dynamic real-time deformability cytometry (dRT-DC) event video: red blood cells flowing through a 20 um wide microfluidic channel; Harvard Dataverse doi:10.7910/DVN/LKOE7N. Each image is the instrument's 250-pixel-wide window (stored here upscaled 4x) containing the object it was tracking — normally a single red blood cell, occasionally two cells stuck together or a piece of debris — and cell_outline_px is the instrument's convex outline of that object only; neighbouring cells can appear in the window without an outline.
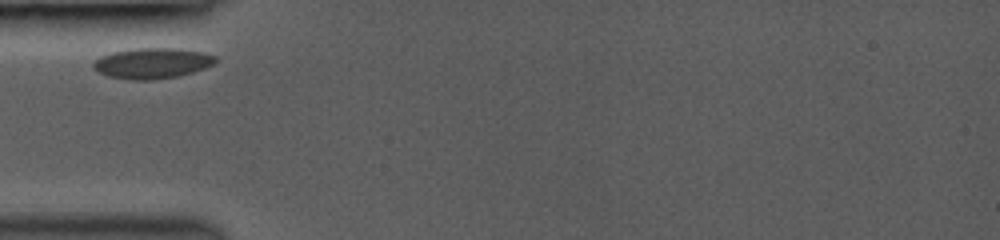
{"species": "common noctule bat (a hibernating species)", "species_latin": "Nyctalus noctula", "temperature_condition": "room temperature", "stored_images_in_passage": 9, "camera_frame_rate_fps": 3000, "um_per_image_px": 0.085, "animal": {"sex": "female", "body_mass_g": 19.0, "forearm_length_mm": 53.3}, "frame": {"image": 1, "passage_image": 1, "time_ms": 0.0, "image_size_px": [1000, 240], "cell_outline_px": [[220, 60], [204, 68], [192, 72], [176, 76], [152, 80], [128, 80], [108, 76], [92, 68], [92, 64], [100, 56], [112, 52], [132, 48], [180, 48], [200, 52], [216, 56]], "centroid_in_image_um": [12.92, 5.37], "position_along_channel_um": 72.1, "area_um2": 21.85}}
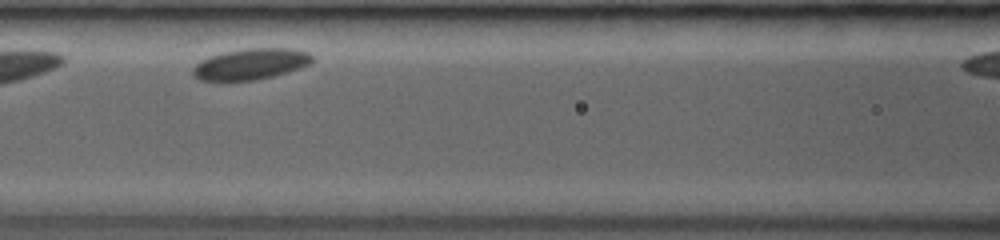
{"frame": {"image": 2, "passage_image": 3, "time_ms": 2.0, "image_size_px": [1000, 240], "cell_outline_px": [[312, 60], [308, 64], [300, 68], [288, 72], [256, 80], [228, 84], [220, 84], [200, 80], [192, 76], [192, 68], [200, 60], [208, 56], [224, 52], [244, 48], [296, 48], [308, 52], [312, 56]], "centroid_in_image_um": [21.21, 5.49], "position_along_channel_um": 145.4, "area_um2": 22.6}}
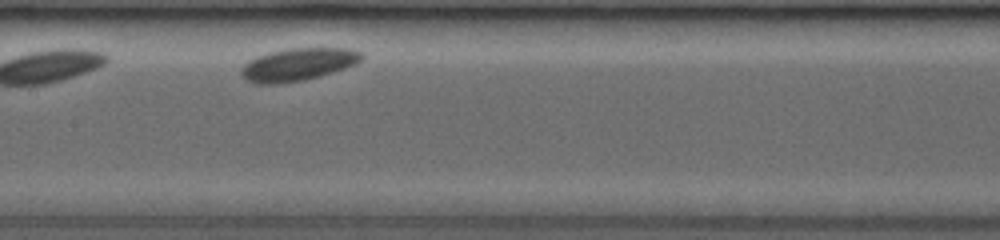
{"frame": {"image": 3, "passage_image": 4, "time_ms": 3.0, "image_size_px": [1000, 240], "cell_outline_px": [[364, 56], [356, 64], [320, 76], [304, 80], [276, 84], [256, 84], [248, 80], [240, 72], [240, 68], [248, 60], [256, 56], [268, 52], [288, 48], [352, 48], [360, 52]], "centroid_in_image_um": [25.31, 5.47], "position_along_channel_um": 182.1, "area_um2": 22.95}}